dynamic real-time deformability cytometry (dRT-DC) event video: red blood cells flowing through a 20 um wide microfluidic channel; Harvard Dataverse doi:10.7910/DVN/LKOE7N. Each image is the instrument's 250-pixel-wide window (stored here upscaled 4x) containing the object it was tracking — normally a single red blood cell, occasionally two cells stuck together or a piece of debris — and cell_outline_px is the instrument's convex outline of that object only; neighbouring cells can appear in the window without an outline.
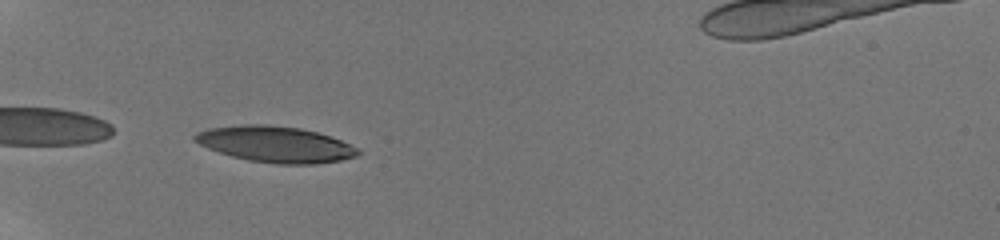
{"species": "human", "species_latin": "Homo sapiens", "temperature_condition": "room temperature", "stored_images_in_passage": 36, "camera_frame_rate_fps": 3000, "um_per_image_px": 0.085, "donor": {"sex": "male"}, "frame": {"image": 1, "passage_image": 1, "time_ms": 0.0, "image_size_px": [1000, 240], "cell_outline_px": [[360, 152], [356, 156], [340, 160], [316, 164], [276, 164], [248, 160], [232, 156], [208, 148], [192, 140], [192, 136], [196, 132], [208, 128], [244, 124], [268, 124], [300, 128], [316, 132], [340, 140], [356, 148]], "centroid_in_image_um": [23.36, 12.26], "position_along_channel_um": 61.6, "area_um2": 34.1}}
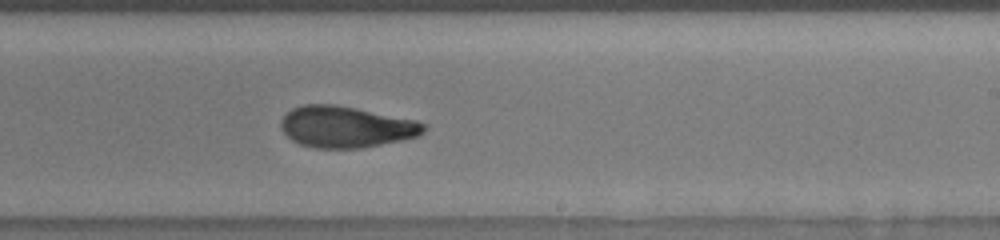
{"frame": {"image": 2, "passage_image": 18, "time_ms": 5.667, "image_size_px": [1000, 240], "cell_outline_px": [[428, 128], [424, 132], [416, 136], [400, 140], [360, 148], [316, 148], [300, 144], [292, 140], [280, 128], [280, 120], [292, 108], [304, 104], [336, 104], [416, 120], [428, 124]], "centroid_in_image_um": [29.41, 10.77], "position_along_channel_um": 259.6, "area_um2": 34.39}}
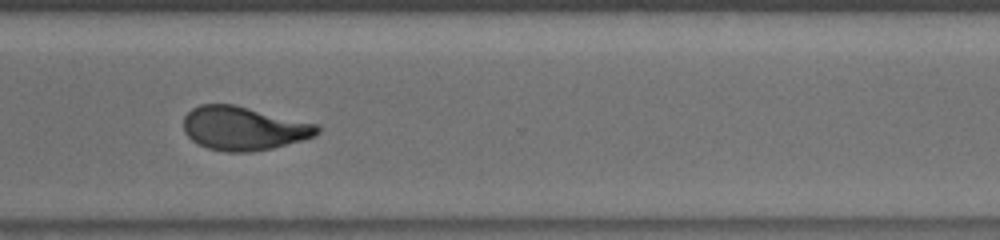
{"frame": {"image": 3, "passage_image": 25, "time_ms": 8.0, "image_size_px": [1000, 240], "cell_outline_px": [[320, 132], [312, 136], [300, 140], [272, 148], [248, 152], [228, 152], [208, 148], [192, 140], [184, 132], [184, 116], [192, 108], [200, 104], [232, 104], [316, 124], [320, 128]], "centroid_in_image_um": [20.66, 10.91], "position_along_channel_um": 349.9, "area_um2": 33.52}, "authors_computed_cell_mechanics": {"area_um2": 34.391, "velocity_mm_per_s": 3.8731, "shape_relaxation_time_tau1_ms": 5.0324, "shape_relaxation_time_tau2_ms": 2.6221, "deformation_change_tau1": 0.2054, "deformation_change_tau2": 0.1009}}